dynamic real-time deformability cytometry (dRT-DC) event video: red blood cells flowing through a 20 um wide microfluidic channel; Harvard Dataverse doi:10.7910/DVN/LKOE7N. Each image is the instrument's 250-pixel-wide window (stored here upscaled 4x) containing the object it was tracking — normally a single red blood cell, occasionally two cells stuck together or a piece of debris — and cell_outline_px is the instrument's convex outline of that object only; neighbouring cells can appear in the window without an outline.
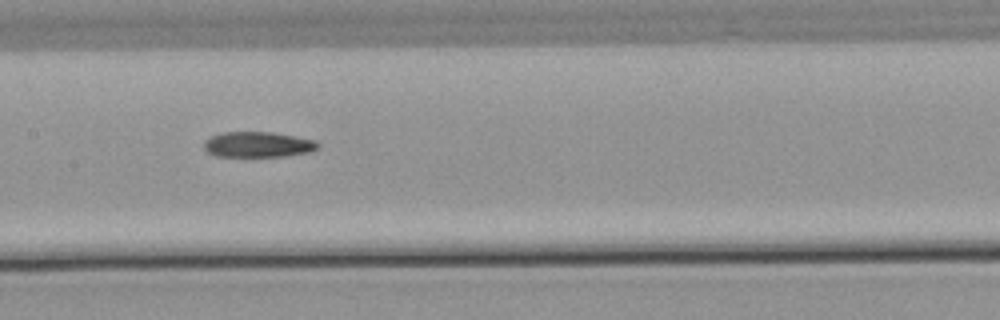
{"species": "common noctule bat (a hibernating species)", "species_latin": "Nyctalus noctula", "temperature_condition": "warm", "stored_images_in_passage": 5, "camera_frame_rate_fps": 3000, "um_per_image_px": 0.085, "animal": {"sex": "male", "body_mass_g": 21.5, "forearm_length_mm": 52.0}, "frame": {"image": 1, "passage_image": 5, "time_ms": 5.0, "image_size_px": [1000, 320], "cell_outline_px": [[320, 144], [312, 152], [284, 156], [216, 156], [208, 152], [204, 148], [204, 140], [208, 136], [224, 132], [272, 132], [316, 140]], "centroid_in_image_um": [21.91, 12.28], "position_along_channel_um": 185.5, "area_um2": 16.99}}